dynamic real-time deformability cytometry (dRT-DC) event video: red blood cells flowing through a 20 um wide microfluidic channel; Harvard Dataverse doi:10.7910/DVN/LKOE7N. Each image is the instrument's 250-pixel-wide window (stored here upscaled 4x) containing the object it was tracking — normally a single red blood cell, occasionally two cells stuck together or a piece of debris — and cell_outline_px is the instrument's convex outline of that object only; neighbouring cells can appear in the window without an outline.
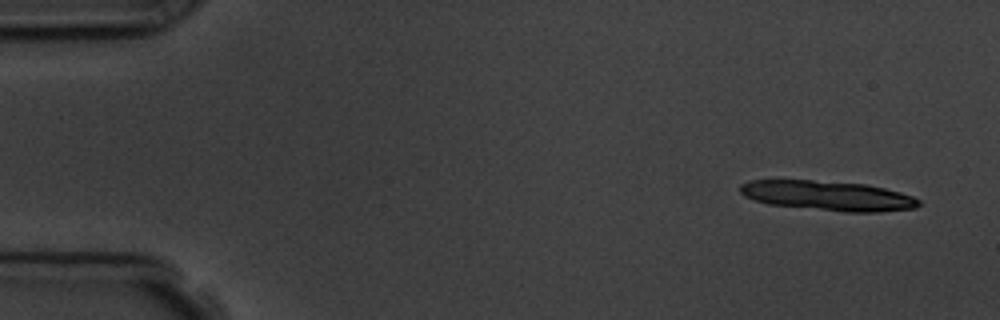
{"species": "common noctule bat (a hibernating species)", "species_latin": "Nyctalus noctula", "temperature_condition": "room temperature", "stored_images_in_passage": 10, "camera_frame_rate_fps": 3000, "um_per_image_px": 0.085, "animal": {"sex": "male", "body_mass_g": 19.5, "forearm_length_mm": 54.6}, "frame": {"image": 1, "passage_image": 1, "time_ms": 0.0, "image_size_px": [1000, 320], "cell_outline_px": [[920, 204], [916, 208], [880, 212], [844, 212], [768, 204], [744, 196], [740, 192], [740, 184], [748, 180], [812, 180], [864, 184], [884, 188], [900, 192], [912, 196], [920, 200]], "centroid_in_image_um": [70.37, 16.64], "position_along_channel_um": 14.6, "area_um2": 30.98}}
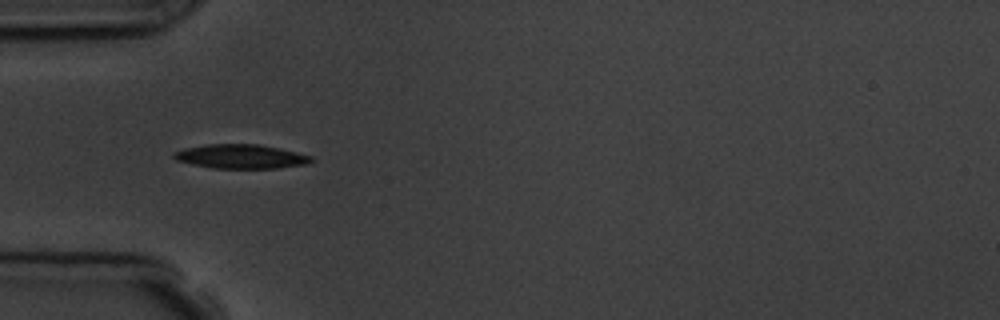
{"frame": {"image": 2, "passage_image": 5, "time_ms": 4.667, "image_size_px": [1000, 320], "cell_outline_px": [[316, 160], [308, 164], [276, 168], [212, 168], [192, 164], [176, 160], [172, 156], [172, 152], [184, 148], [204, 144], [260, 144], [280, 148], [312, 156]], "centroid_in_image_um": [20.48, 13.29], "position_along_channel_um": 64.5, "area_um2": 19.54}}
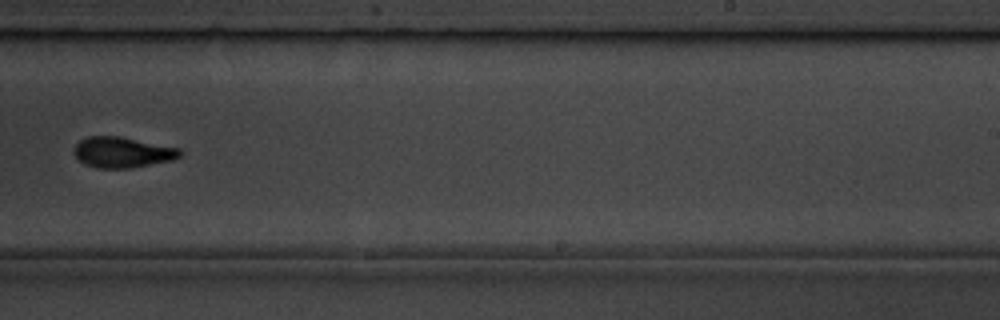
{"frame": {"image": 3, "passage_image": 10, "time_ms": 10.333, "image_size_px": [1000, 320], "cell_outline_px": [[184, 152], [180, 156], [172, 160], [132, 168], [96, 168], [84, 164], [72, 152], [72, 148], [80, 140], [88, 136], [120, 136], [180, 148]], "centroid_in_image_um": [10.39, 12.94], "position_along_channel_um": 278.6, "area_um2": 19.13}}